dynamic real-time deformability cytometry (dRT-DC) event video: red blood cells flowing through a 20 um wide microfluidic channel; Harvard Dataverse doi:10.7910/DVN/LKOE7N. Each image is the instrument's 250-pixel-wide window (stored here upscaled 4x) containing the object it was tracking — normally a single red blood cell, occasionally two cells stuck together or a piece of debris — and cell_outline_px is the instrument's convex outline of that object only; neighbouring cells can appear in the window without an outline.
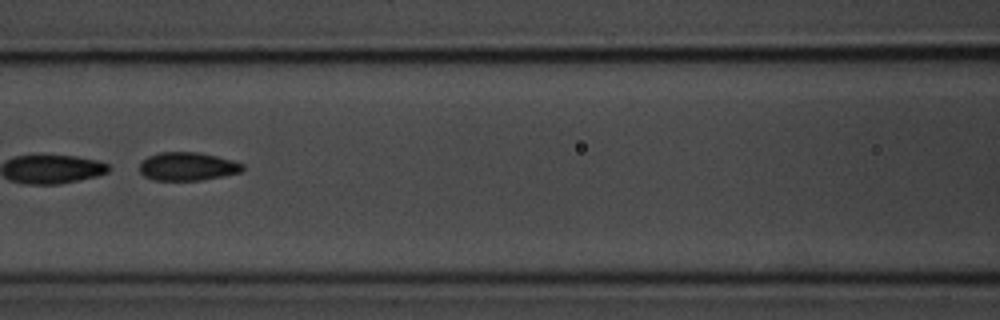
{"species": "common noctule bat (a hibernating species)", "species_latin": "Nyctalus noctula", "temperature_condition": "room temperature", "stored_images_in_passage": 9, "segment_of_instrument_passage": [2, 2], "camera_frame_rate_fps": 3000, "um_per_image_px": 0.085, "animal": {"sex": "male", "body_mass_g": 20.1, "forearm_length_mm": 53.5}, "frame": {"image": 1, "passage_image": 6, "time_ms": 6.0, "image_size_px": [1000, 320], "cell_outline_px": [[244, 168], [240, 172], [200, 180], [152, 180], [144, 176], [140, 172], [140, 160], [148, 156], [160, 152], [196, 152], [216, 156], [232, 160], [244, 164]], "centroid_in_image_um": [15.89, 14.14], "position_along_channel_um": 150.7, "area_um2": 16.94}}
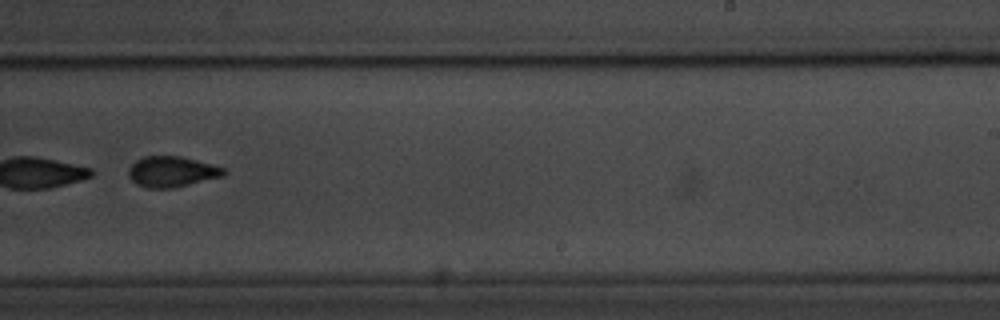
{"frame": {"image": 2, "passage_image": 9, "time_ms": 9.333, "image_size_px": [1000, 320], "cell_outline_px": [[228, 172], [224, 176], [176, 188], [148, 188], [136, 184], [128, 176], [128, 168], [136, 160], [144, 156], [180, 156], [212, 164], [224, 168]], "centroid_in_image_um": [14.62, 14.6], "position_along_channel_um": 274.4, "area_um2": 17.22}}